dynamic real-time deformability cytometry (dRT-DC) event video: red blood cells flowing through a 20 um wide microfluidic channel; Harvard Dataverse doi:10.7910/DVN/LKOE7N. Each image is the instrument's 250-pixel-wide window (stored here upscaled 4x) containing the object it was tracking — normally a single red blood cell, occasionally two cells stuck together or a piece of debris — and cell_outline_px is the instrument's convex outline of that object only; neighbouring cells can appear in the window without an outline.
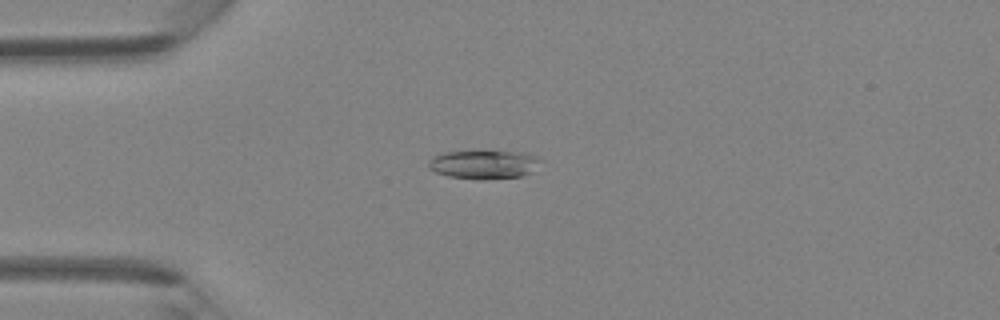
{"species": "Egyptian fruit bat (a non-hibernating species)", "species_latin": "Rousettus aegyptiacus", "temperature_condition": "room temperature", "stored_images_in_passage": 42, "camera_frame_rate_fps": 3000, "um_per_image_px": 0.085, "animal": {"sex": "female"}, "frame": {"image": 1, "passage_image": 11, "time_ms": 3.333, "image_size_px": [1000, 320], "cell_outline_px": [[544, 160], [532, 172], [520, 176], [484, 180], [480, 180], [448, 176], [436, 172], [428, 168], [428, 160], [432, 156], [444, 152], [528, 152]], "centroid_in_image_um": [41.15, 13.99], "position_along_channel_um": 43.8, "area_um2": 18.84}}
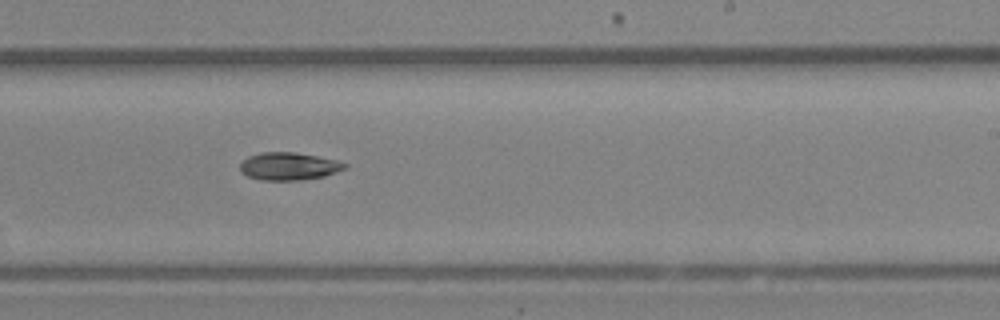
{"frame": {"image": 2, "passage_image": 26, "time_ms": 8.333, "image_size_px": [1000, 320], "cell_outline_px": [[348, 168], [324, 176], [300, 180], [260, 180], [248, 176], [240, 172], [240, 164], [248, 156], [260, 152], [296, 152], [336, 160], [348, 164]], "centroid_in_image_um": [24.55, 14.13], "position_along_channel_um": 264.5, "area_um2": 16.94}}
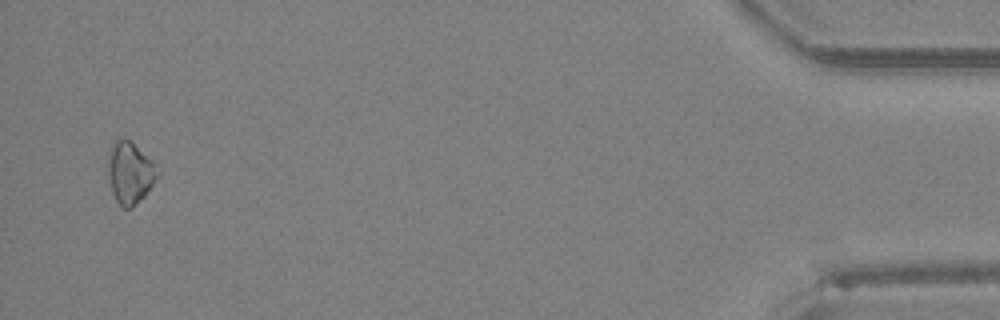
{"frame": {"image": 3, "passage_image": 41, "time_ms": 13.333, "image_size_px": [1000, 320], "cell_outline_px": [[160, 172], [144, 196], [132, 208], [124, 208], [116, 200], [112, 192], [108, 176], [108, 164], [112, 148], [116, 140], [128, 140], [152, 160]], "centroid_in_image_um": [11.06, 14.73], "position_along_channel_um": 424.1, "area_um2": 17.17}}